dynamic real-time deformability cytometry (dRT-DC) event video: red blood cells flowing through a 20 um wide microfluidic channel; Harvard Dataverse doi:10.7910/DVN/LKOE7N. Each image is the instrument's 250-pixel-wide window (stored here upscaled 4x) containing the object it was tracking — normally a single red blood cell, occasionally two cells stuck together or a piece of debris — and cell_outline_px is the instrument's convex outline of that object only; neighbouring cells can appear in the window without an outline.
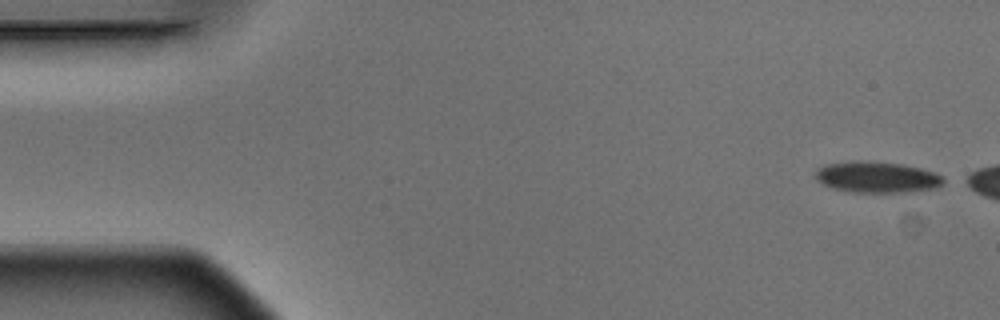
{"species": "Egyptian fruit bat (a non-hibernating species)", "species_latin": "Rousettus aegyptiacus", "temperature_condition": "warm", "stored_images_in_passage": 4, "camera_frame_rate_fps": 3000, "um_per_image_px": 0.085, "animal": {"sex": "male"}, "frame": {"image": 1, "passage_image": 1, "time_ms": 0.0, "image_size_px": [1000, 320], "cell_outline_px": [[944, 184], [936, 188], [900, 192], [852, 192], [832, 188], [824, 184], [816, 176], [816, 168], [824, 164], [852, 160], [860, 160], [904, 164], [936, 172], [944, 176]], "centroid_in_image_um": [74.56, 15.04], "position_along_channel_um": 10.4, "area_um2": 23.35}}